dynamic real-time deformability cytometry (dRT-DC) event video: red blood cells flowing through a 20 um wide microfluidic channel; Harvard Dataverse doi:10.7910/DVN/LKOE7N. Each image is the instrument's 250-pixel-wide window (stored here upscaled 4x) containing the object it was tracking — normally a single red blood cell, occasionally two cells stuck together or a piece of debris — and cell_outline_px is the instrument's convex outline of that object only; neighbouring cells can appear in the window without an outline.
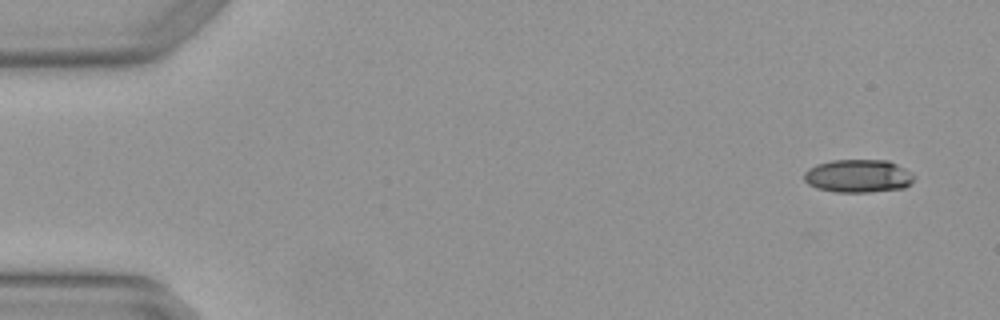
{"species": "Egyptian fruit bat (a non-hibernating species)", "species_latin": "Rousettus aegyptiacus", "temperature_condition": "warm", "stored_images_in_passage": 7, "camera_frame_rate_fps": 3000, "um_per_image_px": 0.085, "animal": {"sex": "female"}, "frame": {"image": 1, "passage_image": 1, "time_ms": 0.0, "image_size_px": [1000, 320], "cell_outline_px": [[916, 176], [904, 188], [872, 192], [836, 192], [816, 188], [808, 184], [804, 180], [804, 172], [808, 168], [816, 164], [832, 160], [888, 160], [912, 172]], "centroid_in_image_um": [72.93, 14.96], "position_along_channel_um": 12.1, "area_um2": 21.33}}
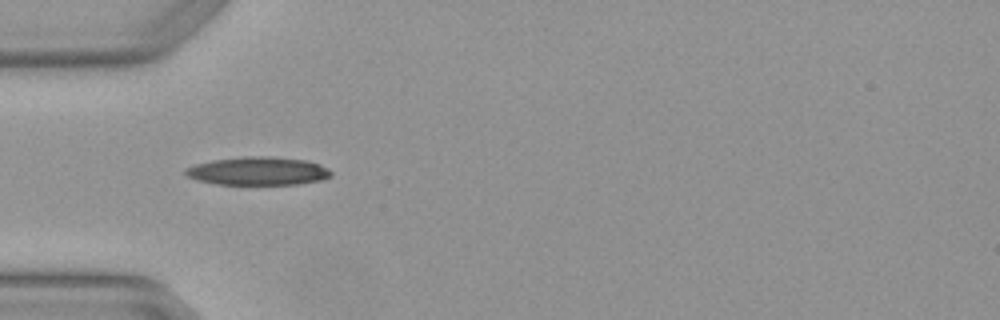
{"frame": {"image": 2, "passage_image": 4, "time_ms": 1.0, "image_size_px": [1000, 320], "cell_outline_px": [[332, 176], [320, 180], [300, 184], [216, 184], [196, 180], [188, 176], [184, 172], [184, 168], [196, 164], [212, 160], [244, 156], [268, 156], [304, 160], [320, 164], [328, 168], [332, 172]], "centroid_in_image_um": [21.93, 14.53], "position_along_channel_um": 63.1, "area_um2": 23.99}}
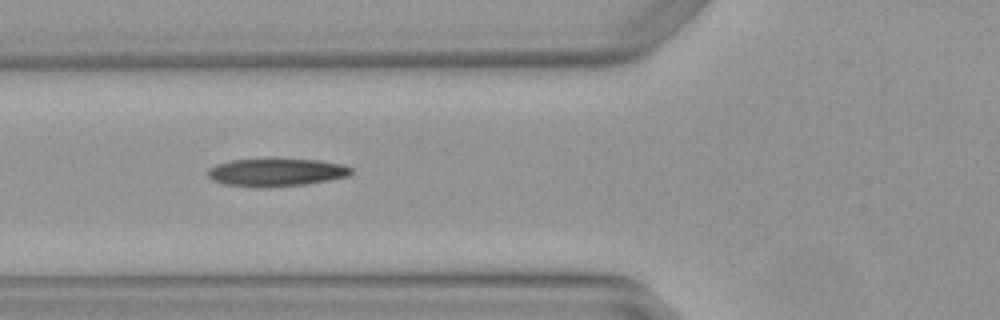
{"frame": {"image": 3, "passage_image": 5, "time_ms": 1.333, "image_size_px": [1000, 320], "cell_outline_px": [[352, 172], [348, 176], [332, 180], [304, 184], [268, 188], [256, 188], [224, 184], [212, 180], [208, 176], [208, 168], [216, 164], [232, 160], [320, 160], [344, 164], [352, 168]], "centroid_in_image_um": [23.49, 14.67], "position_along_channel_um": 102.3, "area_um2": 23.29}}